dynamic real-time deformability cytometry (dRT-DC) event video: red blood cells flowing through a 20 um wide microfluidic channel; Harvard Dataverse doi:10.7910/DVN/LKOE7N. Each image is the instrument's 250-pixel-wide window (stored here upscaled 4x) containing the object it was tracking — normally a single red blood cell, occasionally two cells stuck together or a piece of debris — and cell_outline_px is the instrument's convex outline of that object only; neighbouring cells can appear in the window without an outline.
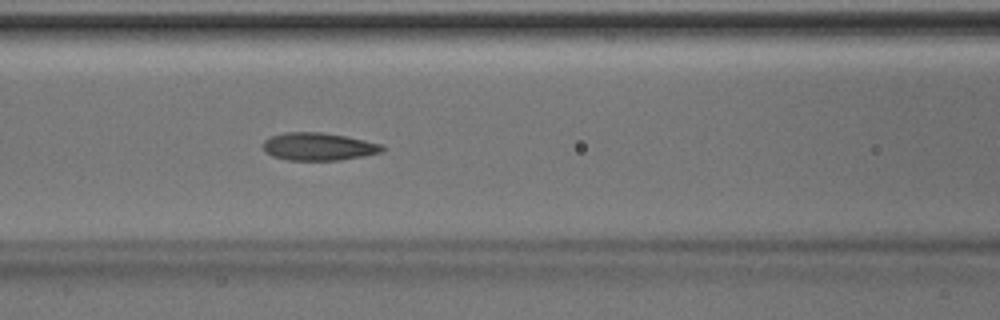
{"species": "Egyptian fruit bat (a non-hibernating species)", "species_latin": "Rousettus aegyptiacus", "temperature_condition": "room temperature", "stored_images_in_passage": 38, "camera_frame_rate_fps": 3000, "um_per_image_px": 0.085, "animal": {"sex": "male"}, "frame": {"image": 1, "passage_image": 9, "time_ms": 2.667, "image_size_px": [1000, 320], "cell_outline_px": [[384, 152], [364, 156], [340, 160], [288, 160], [272, 156], [264, 152], [264, 140], [272, 136], [284, 132], [320, 132], [344, 136], [384, 144]], "centroid_in_image_um": [27.09, 12.46], "position_along_channel_um": 139.5, "area_um2": 19.31}}
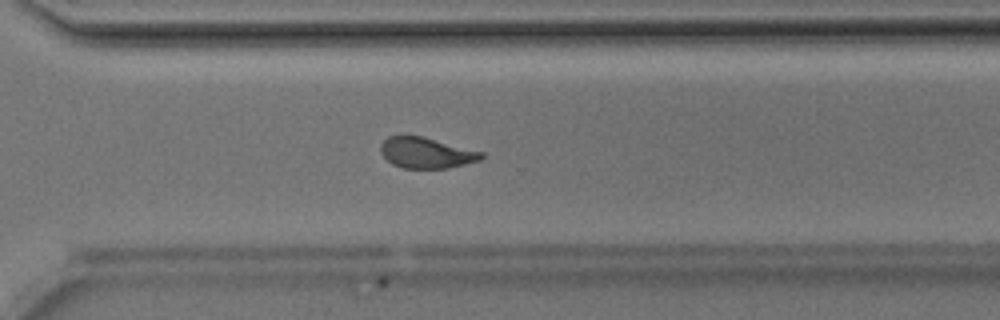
{"frame": {"image": 2, "passage_image": 23, "time_ms": 7.333, "image_size_px": [1000, 320], "cell_outline_px": [[484, 156], [480, 160], [448, 168], [400, 168], [392, 164], [380, 152], [380, 144], [388, 136], [424, 136], [484, 152]], "centroid_in_image_um": [36.24, 12.98], "position_along_channel_um": 334.4, "area_um2": 18.15}}
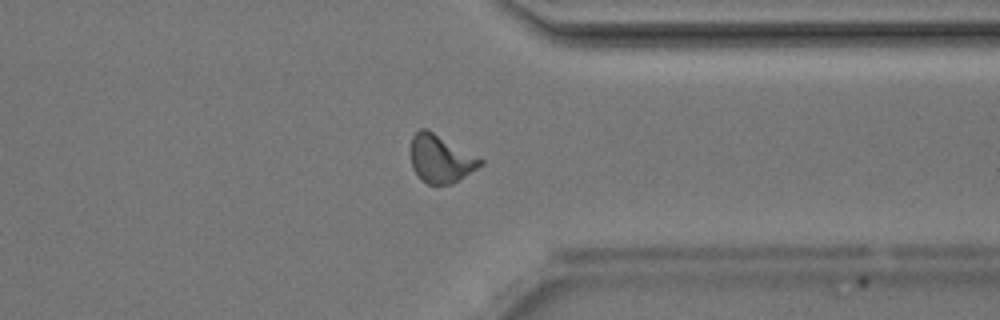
{"frame": {"image": 3, "passage_image": 26, "time_ms": 8.333, "image_size_px": [1000, 320], "cell_outline_px": [[484, 164], [452, 184], [428, 184], [420, 180], [412, 168], [412, 136], [420, 128], [428, 128], [484, 160]], "centroid_in_image_um": [37.46, 13.49], "position_along_channel_um": 373.9, "area_um2": 19.42}, "authors_computed_cell_mechanics": {"area_um2": 18.9584, "velocity_mm_per_s": 4.1881, "shape_relaxation_time_tau1_ms": 4.1575, "shape_relaxation_time_tau2_ms": 1.2931, "deformation_change_tau1": 0.1336, "deformation_change_tau2": 0.0777}}